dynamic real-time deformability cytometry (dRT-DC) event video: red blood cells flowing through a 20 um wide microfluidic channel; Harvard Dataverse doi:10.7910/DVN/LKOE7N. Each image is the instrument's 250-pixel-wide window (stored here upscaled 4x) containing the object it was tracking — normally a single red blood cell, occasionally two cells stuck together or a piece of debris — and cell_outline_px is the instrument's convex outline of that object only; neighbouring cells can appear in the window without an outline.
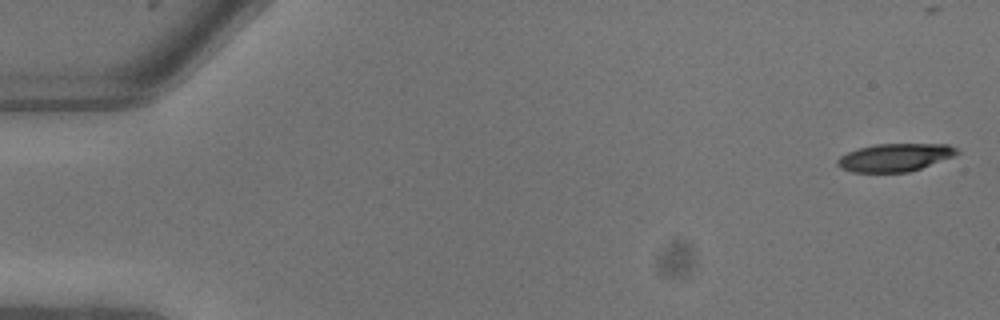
{"species": "common noctule bat (a hibernating species)", "species_latin": "Nyctalus noctula", "temperature_condition": "warm", "stored_images_in_passage": 10, "camera_frame_rate_fps": 3000, "um_per_image_px": 0.085, "animal": {"sex": "male", "body_mass_g": 13.3}, "frame": {"image": 1, "passage_image": 1, "time_ms": 0.0, "image_size_px": [1000, 320], "cell_outline_px": [[960, 152], [952, 156], [920, 168], [908, 172], [852, 172], [836, 164], [836, 160], [840, 156], [848, 152], [860, 148], [876, 144], [948, 144], [956, 148]], "centroid_in_image_um": [76.05, 13.38], "position_along_channel_um": 9.0, "area_um2": 19.07}}
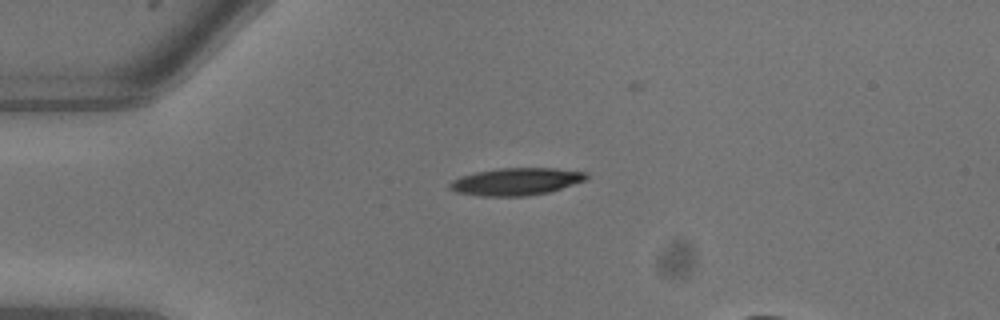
{"frame": {"image": 2, "passage_image": 6, "time_ms": 1.667, "image_size_px": [1000, 320], "cell_outline_px": [[588, 180], [548, 192], [528, 196], [480, 196], [456, 192], [448, 188], [448, 184], [452, 180], [460, 176], [476, 172], [500, 168], [556, 168], [588, 172]], "centroid_in_image_um": [43.88, 15.43], "position_along_channel_um": 41.1, "area_um2": 21.96}}
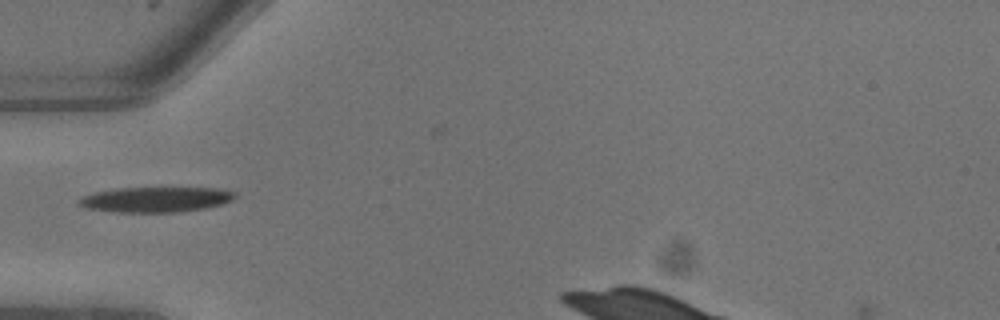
{"frame": {"image": 3, "passage_image": 8, "time_ms": 2.333, "image_size_px": [1000, 320], "cell_outline_px": [[236, 196], [232, 200], [220, 204], [204, 208], [176, 212], [116, 212], [84, 208], [80, 204], [80, 200], [84, 196], [96, 192], [120, 188], [228, 188], [236, 192]], "centroid_in_image_um": [13.31, 16.95], "position_along_channel_um": 71.7, "area_um2": 22.77}}